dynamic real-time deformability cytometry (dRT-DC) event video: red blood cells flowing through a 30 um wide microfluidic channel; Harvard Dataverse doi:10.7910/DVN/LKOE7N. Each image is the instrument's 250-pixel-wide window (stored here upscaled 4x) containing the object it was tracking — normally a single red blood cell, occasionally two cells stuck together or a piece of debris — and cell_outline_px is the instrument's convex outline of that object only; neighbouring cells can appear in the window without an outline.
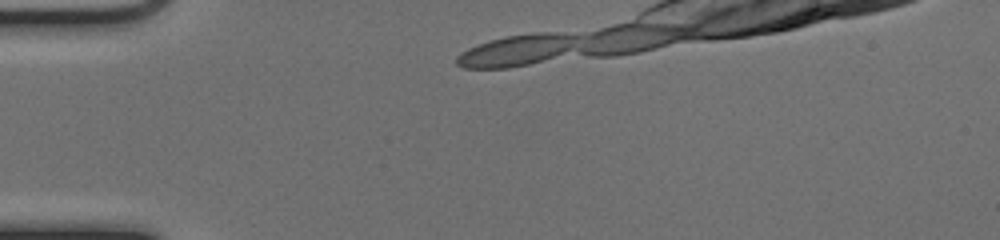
{"species": "common noctule bat (a hibernating species)", "species_latin": "Nyctalus noctula", "temperature_condition": "cold", "stored_images_in_passage": 11, "camera_frame_rate_fps": 3000, "um_per_image_px": 0.085, "animal": {"sex": "female", "body_mass_g": 17.0, "forearm_length_mm": 48.0}, "frame": {"image": 1, "passage_image": 1, "time_ms": 0.0, "image_size_px": [1000, 240], "cell_outline_px": [[576, 36], [568, 48], [560, 52], [540, 60], [524, 64], [500, 68], [468, 68], [460, 64], [456, 60], [464, 52], [472, 48], [492, 40], [512, 36]], "centroid_in_image_um": [43.67, 4.35], "position_along_channel_um": 41.3, "area_um2": 18.73}}
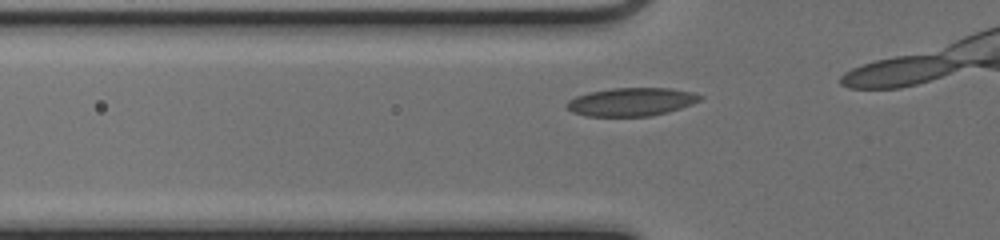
{"frame": {"image": 2, "passage_image": 6, "time_ms": 1.667, "image_size_px": [1000, 240], "cell_outline_px": [[700, 96], [696, 100], [676, 108], [644, 116], [596, 116], [576, 112], [568, 108], [568, 104], [572, 100], [580, 96], [596, 92], [620, 88], [660, 88], [684, 92]], "centroid_in_image_um": [53.59, 8.66], "position_along_channel_um": 72.2, "area_um2": 19.83}}
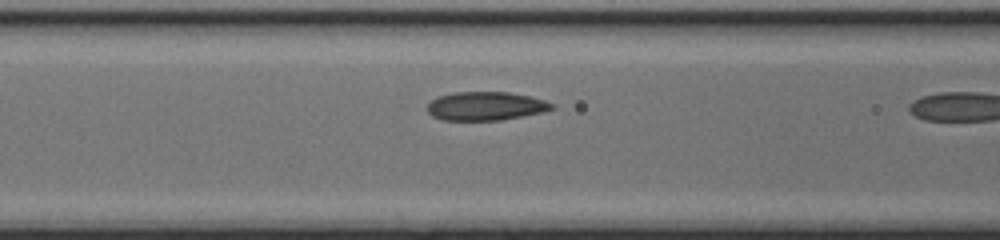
{"frame": {"image": 3, "passage_image": 10, "time_ms": 3.0, "image_size_px": [1000, 240], "cell_outline_px": [[552, 108], [536, 112], [516, 116], [492, 120], [448, 120], [436, 116], [428, 108], [428, 104], [432, 100], [444, 96], [464, 92], [504, 92], [524, 96], [540, 100], [552, 104]], "centroid_in_image_um": [41.22, 9.01], "position_along_channel_um": 125.4, "area_um2": 19.13}}